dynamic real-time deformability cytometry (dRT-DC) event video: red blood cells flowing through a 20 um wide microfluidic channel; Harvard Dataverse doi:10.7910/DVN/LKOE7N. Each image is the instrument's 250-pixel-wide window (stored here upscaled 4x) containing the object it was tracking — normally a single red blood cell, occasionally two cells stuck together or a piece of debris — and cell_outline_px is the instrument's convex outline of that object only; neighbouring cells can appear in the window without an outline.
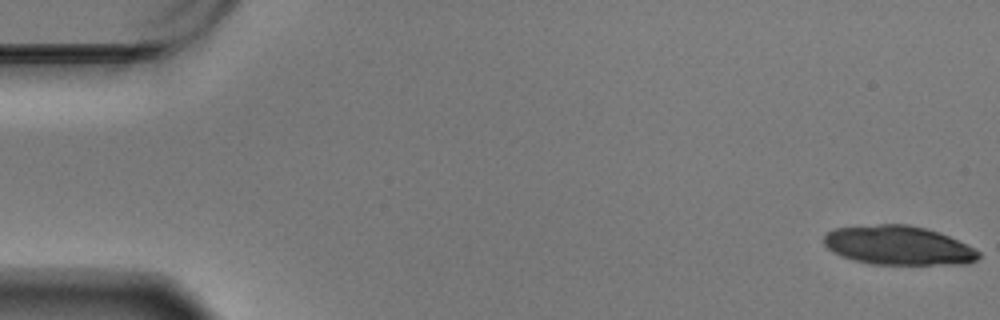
{"species": "Egyptian fruit bat (a non-hibernating species)", "species_latin": "Rousettus aegyptiacus", "temperature_condition": "warm", "stored_images_in_passage": 13, "camera_frame_rate_fps": 3000, "um_per_image_px": 0.085, "animal": {"sex": "male"}, "frame": {"image": 1, "passage_image": 1, "time_ms": 0.0, "image_size_px": [1000, 320], "cell_outline_px": [[980, 256], [976, 260], [964, 264], [872, 264], [840, 256], [832, 252], [824, 244], [824, 236], [828, 232], [836, 228], [880, 224], [908, 224], [924, 228], [948, 236], [980, 252]], "centroid_in_image_um": [76.32, 20.86], "position_along_channel_um": 8.7, "area_um2": 34.8}}